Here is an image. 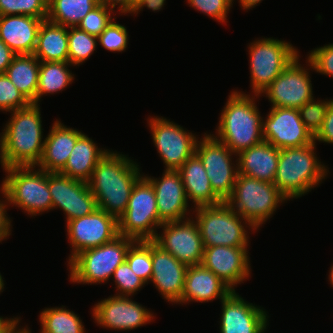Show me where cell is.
Instances as JSON below:
<instances>
[{"mask_svg":"<svg viewBox=\"0 0 333 333\" xmlns=\"http://www.w3.org/2000/svg\"><path fill=\"white\" fill-rule=\"evenodd\" d=\"M138 166L123 154L106 153L87 182L98 208L117 219L126 211L132 188L142 177Z\"/></svg>","mask_w":333,"mask_h":333,"instance_id":"cell-1","label":"cell"},{"mask_svg":"<svg viewBox=\"0 0 333 333\" xmlns=\"http://www.w3.org/2000/svg\"><path fill=\"white\" fill-rule=\"evenodd\" d=\"M40 105L11 111V118L0 138V162L3 169L12 166H34L43 153Z\"/></svg>","mask_w":333,"mask_h":333,"instance_id":"cell-2","label":"cell"},{"mask_svg":"<svg viewBox=\"0 0 333 333\" xmlns=\"http://www.w3.org/2000/svg\"><path fill=\"white\" fill-rule=\"evenodd\" d=\"M255 96L234 91L229 95L222 110L217 130L218 140L223 142L235 156L243 150L264 141L262 121L255 104ZM220 138V139H219Z\"/></svg>","mask_w":333,"mask_h":333,"instance_id":"cell-3","label":"cell"},{"mask_svg":"<svg viewBox=\"0 0 333 333\" xmlns=\"http://www.w3.org/2000/svg\"><path fill=\"white\" fill-rule=\"evenodd\" d=\"M315 143L280 149L273 184L287 199L301 197L328 174L315 156Z\"/></svg>","mask_w":333,"mask_h":333,"instance_id":"cell-4","label":"cell"},{"mask_svg":"<svg viewBox=\"0 0 333 333\" xmlns=\"http://www.w3.org/2000/svg\"><path fill=\"white\" fill-rule=\"evenodd\" d=\"M285 200L273 183L238 174L233 193L225 202L258 229Z\"/></svg>","mask_w":333,"mask_h":333,"instance_id":"cell-5","label":"cell"},{"mask_svg":"<svg viewBox=\"0 0 333 333\" xmlns=\"http://www.w3.org/2000/svg\"><path fill=\"white\" fill-rule=\"evenodd\" d=\"M33 168L34 166L5 168L8 175L2 182L1 192L7 203L36 216L52 209V198L48 189V172Z\"/></svg>","mask_w":333,"mask_h":333,"instance_id":"cell-6","label":"cell"},{"mask_svg":"<svg viewBox=\"0 0 333 333\" xmlns=\"http://www.w3.org/2000/svg\"><path fill=\"white\" fill-rule=\"evenodd\" d=\"M196 223L203 247H247L248 235L243 224L256 230L247 220L236 213L225 201L217 205L195 207ZM242 220V221H241Z\"/></svg>","mask_w":333,"mask_h":333,"instance_id":"cell-7","label":"cell"},{"mask_svg":"<svg viewBox=\"0 0 333 333\" xmlns=\"http://www.w3.org/2000/svg\"><path fill=\"white\" fill-rule=\"evenodd\" d=\"M134 241L119 235L108 243L77 254L68 263L71 281L97 284L109 280L115 269L126 260L127 251Z\"/></svg>","mask_w":333,"mask_h":333,"instance_id":"cell-8","label":"cell"},{"mask_svg":"<svg viewBox=\"0 0 333 333\" xmlns=\"http://www.w3.org/2000/svg\"><path fill=\"white\" fill-rule=\"evenodd\" d=\"M143 176L133 186L127 209L118 218L119 235L135 241L154 240L158 234L156 227L163 224L159 219L154 188Z\"/></svg>","mask_w":333,"mask_h":333,"instance_id":"cell-9","label":"cell"},{"mask_svg":"<svg viewBox=\"0 0 333 333\" xmlns=\"http://www.w3.org/2000/svg\"><path fill=\"white\" fill-rule=\"evenodd\" d=\"M249 49L251 87L255 96L262 94L298 56L292 44L273 38L256 40Z\"/></svg>","mask_w":333,"mask_h":333,"instance_id":"cell-10","label":"cell"},{"mask_svg":"<svg viewBox=\"0 0 333 333\" xmlns=\"http://www.w3.org/2000/svg\"><path fill=\"white\" fill-rule=\"evenodd\" d=\"M201 140L197 141L195 153L203 163L212 190L222 201H226L233 193L238 175V167L232 166L231 156L234 153L211 134H205Z\"/></svg>","mask_w":333,"mask_h":333,"instance_id":"cell-11","label":"cell"},{"mask_svg":"<svg viewBox=\"0 0 333 333\" xmlns=\"http://www.w3.org/2000/svg\"><path fill=\"white\" fill-rule=\"evenodd\" d=\"M72 254L69 262L84 250L101 246L119 236L118 219L97 208L91 214L67 222Z\"/></svg>","mask_w":333,"mask_h":333,"instance_id":"cell-12","label":"cell"},{"mask_svg":"<svg viewBox=\"0 0 333 333\" xmlns=\"http://www.w3.org/2000/svg\"><path fill=\"white\" fill-rule=\"evenodd\" d=\"M149 120L152 139L166 165L165 170H178L195 153L198 139L166 118Z\"/></svg>","mask_w":333,"mask_h":333,"instance_id":"cell-13","label":"cell"},{"mask_svg":"<svg viewBox=\"0 0 333 333\" xmlns=\"http://www.w3.org/2000/svg\"><path fill=\"white\" fill-rule=\"evenodd\" d=\"M160 227L163 234H157L153 240L158 246L187 266L202 263L204 247L196 221L187 217L185 221L165 222Z\"/></svg>","mask_w":333,"mask_h":333,"instance_id":"cell-14","label":"cell"},{"mask_svg":"<svg viewBox=\"0 0 333 333\" xmlns=\"http://www.w3.org/2000/svg\"><path fill=\"white\" fill-rule=\"evenodd\" d=\"M264 121V141L278 149L300 147L315 142L314 136L303 124L298 109L272 107Z\"/></svg>","mask_w":333,"mask_h":333,"instance_id":"cell-15","label":"cell"},{"mask_svg":"<svg viewBox=\"0 0 333 333\" xmlns=\"http://www.w3.org/2000/svg\"><path fill=\"white\" fill-rule=\"evenodd\" d=\"M48 189L52 198V209L61 208L67 215L66 222L87 216L98 208L87 182L61 173H48Z\"/></svg>","mask_w":333,"mask_h":333,"instance_id":"cell-16","label":"cell"},{"mask_svg":"<svg viewBox=\"0 0 333 333\" xmlns=\"http://www.w3.org/2000/svg\"><path fill=\"white\" fill-rule=\"evenodd\" d=\"M299 55L263 91L272 107L299 109L314 98L309 73L299 64Z\"/></svg>","mask_w":333,"mask_h":333,"instance_id":"cell-17","label":"cell"},{"mask_svg":"<svg viewBox=\"0 0 333 333\" xmlns=\"http://www.w3.org/2000/svg\"><path fill=\"white\" fill-rule=\"evenodd\" d=\"M93 318L102 327L114 330H132L150 323L153 314L126 296H110L92 309Z\"/></svg>","mask_w":333,"mask_h":333,"instance_id":"cell-18","label":"cell"},{"mask_svg":"<svg viewBox=\"0 0 333 333\" xmlns=\"http://www.w3.org/2000/svg\"><path fill=\"white\" fill-rule=\"evenodd\" d=\"M247 247L211 246L204 248L202 265L219 277L232 291L250 274Z\"/></svg>","mask_w":333,"mask_h":333,"instance_id":"cell-19","label":"cell"},{"mask_svg":"<svg viewBox=\"0 0 333 333\" xmlns=\"http://www.w3.org/2000/svg\"><path fill=\"white\" fill-rule=\"evenodd\" d=\"M221 333H264L267 314L263 308L244 301L235 291L221 300Z\"/></svg>","mask_w":333,"mask_h":333,"instance_id":"cell-20","label":"cell"},{"mask_svg":"<svg viewBox=\"0 0 333 333\" xmlns=\"http://www.w3.org/2000/svg\"><path fill=\"white\" fill-rule=\"evenodd\" d=\"M188 266L179 262L169 252L152 240L151 280L168 302L180 303Z\"/></svg>","mask_w":333,"mask_h":333,"instance_id":"cell-21","label":"cell"},{"mask_svg":"<svg viewBox=\"0 0 333 333\" xmlns=\"http://www.w3.org/2000/svg\"><path fill=\"white\" fill-rule=\"evenodd\" d=\"M145 178L154 188L159 219L163 223L184 220L188 210V199L180 172L165 170L160 180L148 176Z\"/></svg>","mask_w":333,"mask_h":333,"instance_id":"cell-22","label":"cell"},{"mask_svg":"<svg viewBox=\"0 0 333 333\" xmlns=\"http://www.w3.org/2000/svg\"><path fill=\"white\" fill-rule=\"evenodd\" d=\"M46 18L29 15L0 16V39L16 54H33L41 23Z\"/></svg>","mask_w":333,"mask_h":333,"instance_id":"cell-23","label":"cell"},{"mask_svg":"<svg viewBox=\"0 0 333 333\" xmlns=\"http://www.w3.org/2000/svg\"><path fill=\"white\" fill-rule=\"evenodd\" d=\"M82 134L81 131L67 128L56 120L44 139L43 153L36 166L48 173H59L65 167L77 139Z\"/></svg>","mask_w":333,"mask_h":333,"instance_id":"cell-24","label":"cell"},{"mask_svg":"<svg viewBox=\"0 0 333 333\" xmlns=\"http://www.w3.org/2000/svg\"><path fill=\"white\" fill-rule=\"evenodd\" d=\"M232 290L212 271L202 264L188 266L185 275V286L180 303L188 301L209 302L214 299H225Z\"/></svg>","mask_w":333,"mask_h":333,"instance_id":"cell-25","label":"cell"},{"mask_svg":"<svg viewBox=\"0 0 333 333\" xmlns=\"http://www.w3.org/2000/svg\"><path fill=\"white\" fill-rule=\"evenodd\" d=\"M279 153L280 149L266 141L239 152L238 174L274 183Z\"/></svg>","mask_w":333,"mask_h":333,"instance_id":"cell-26","label":"cell"},{"mask_svg":"<svg viewBox=\"0 0 333 333\" xmlns=\"http://www.w3.org/2000/svg\"><path fill=\"white\" fill-rule=\"evenodd\" d=\"M181 174L187 199L198 206L217 205L223 201L214 193L212 186L199 156L194 153L178 169Z\"/></svg>","mask_w":333,"mask_h":333,"instance_id":"cell-27","label":"cell"},{"mask_svg":"<svg viewBox=\"0 0 333 333\" xmlns=\"http://www.w3.org/2000/svg\"><path fill=\"white\" fill-rule=\"evenodd\" d=\"M108 150H102L84 133L77 139L65 167L59 172L72 179L88 182L97 163Z\"/></svg>","mask_w":333,"mask_h":333,"instance_id":"cell-28","label":"cell"},{"mask_svg":"<svg viewBox=\"0 0 333 333\" xmlns=\"http://www.w3.org/2000/svg\"><path fill=\"white\" fill-rule=\"evenodd\" d=\"M33 55L40 62L68 61L67 27L53 23L47 19L40 25L36 48Z\"/></svg>","mask_w":333,"mask_h":333,"instance_id":"cell-29","label":"cell"},{"mask_svg":"<svg viewBox=\"0 0 333 333\" xmlns=\"http://www.w3.org/2000/svg\"><path fill=\"white\" fill-rule=\"evenodd\" d=\"M40 61L33 54L16 55L5 74L24 97L32 103L36 99Z\"/></svg>","mask_w":333,"mask_h":333,"instance_id":"cell-30","label":"cell"},{"mask_svg":"<svg viewBox=\"0 0 333 333\" xmlns=\"http://www.w3.org/2000/svg\"><path fill=\"white\" fill-rule=\"evenodd\" d=\"M99 4V0H48L46 19L65 27H77Z\"/></svg>","mask_w":333,"mask_h":333,"instance_id":"cell-31","label":"cell"},{"mask_svg":"<svg viewBox=\"0 0 333 333\" xmlns=\"http://www.w3.org/2000/svg\"><path fill=\"white\" fill-rule=\"evenodd\" d=\"M68 65L71 66L69 61L40 62L36 99L33 104H38L42 95L62 91L72 83L74 76L67 68Z\"/></svg>","mask_w":333,"mask_h":333,"instance_id":"cell-32","label":"cell"},{"mask_svg":"<svg viewBox=\"0 0 333 333\" xmlns=\"http://www.w3.org/2000/svg\"><path fill=\"white\" fill-rule=\"evenodd\" d=\"M77 314L69 309L46 308L40 314L41 333H84V326Z\"/></svg>","mask_w":333,"mask_h":333,"instance_id":"cell-33","label":"cell"},{"mask_svg":"<svg viewBox=\"0 0 333 333\" xmlns=\"http://www.w3.org/2000/svg\"><path fill=\"white\" fill-rule=\"evenodd\" d=\"M130 269L145 283L152 276V240L134 241L126 254Z\"/></svg>","mask_w":333,"mask_h":333,"instance_id":"cell-34","label":"cell"},{"mask_svg":"<svg viewBox=\"0 0 333 333\" xmlns=\"http://www.w3.org/2000/svg\"><path fill=\"white\" fill-rule=\"evenodd\" d=\"M68 31V61L71 65H80L96 50L98 37L70 27Z\"/></svg>","mask_w":333,"mask_h":333,"instance_id":"cell-35","label":"cell"},{"mask_svg":"<svg viewBox=\"0 0 333 333\" xmlns=\"http://www.w3.org/2000/svg\"><path fill=\"white\" fill-rule=\"evenodd\" d=\"M3 15L47 18L48 0H0V16Z\"/></svg>","mask_w":333,"mask_h":333,"instance_id":"cell-36","label":"cell"},{"mask_svg":"<svg viewBox=\"0 0 333 333\" xmlns=\"http://www.w3.org/2000/svg\"><path fill=\"white\" fill-rule=\"evenodd\" d=\"M331 100L315 102L312 98L303 104L298 110L305 127L313 136L322 128L325 115Z\"/></svg>","mask_w":333,"mask_h":333,"instance_id":"cell-37","label":"cell"},{"mask_svg":"<svg viewBox=\"0 0 333 333\" xmlns=\"http://www.w3.org/2000/svg\"><path fill=\"white\" fill-rule=\"evenodd\" d=\"M30 102L11 82L6 74H0V110L15 111L27 107Z\"/></svg>","mask_w":333,"mask_h":333,"instance_id":"cell-38","label":"cell"},{"mask_svg":"<svg viewBox=\"0 0 333 333\" xmlns=\"http://www.w3.org/2000/svg\"><path fill=\"white\" fill-rule=\"evenodd\" d=\"M112 278L115 279L114 282L117 285V290L119 291L120 289L117 296L129 297V295H134V292L138 291L144 284H146L132 271V269H130L126 260L115 269Z\"/></svg>","mask_w":333,"mask_h":333,"instance_id":"cell-39","label":"cell"},{"mask_svg":"<svg viewBox=\"0 0 333 333\" xmlns=\"http://www.w3.org/2000/svg\"><path fill=\"white\" fill-rule=\"evenodd\" d=\"M115 18L106 26L98 36L100 44L109 51L122 52L127 48L128 32L126 27L115 23Z\"/></svg>","mask_w":333,"mask_h":333,"instance_id":"cell-40","label":"cell"},{"mask_svg":"<svg viewBox=\"0 0 333 333\" xmlns=\"http://www.w3.org/2000/svg\"><path fill=\"white\" fill-rule=\"evenodd\" d=\"M111 11V9L99 4L92 11L88 12L77 27L90 35L98 37L113 19Z\"/></svg>","mask_w":333,"mask_h":333,"instance_id":"cell-41","label":"cell"},{"mask_svg":"<svg viewBox=\"0 0 333 333\" xmlns=\"http://www.w3.org/2000/svg\"><path fill=\"white\" fill-rule=\"evenodd\" d=\"M188 3L196 10L224 23L232 5L231 0H188Z\"/></svg>","mask_w":333,"mask_h":333,"instance_id":"cell-42","label":"cell"},{"mask_svg":"<svg viewBox=\"0 0 333 333\" xmlns=\"http://www.w3.org/2000/svg\"><path fill=\"white\" fill-rule=\"evenodd\" d=\"M307 60L316 72L333 77V44L311 50Z\"/></svg>","mask_w":333,"mask_h":333,"instance_id":"cell-43","label":"cell"},{"mask_svg":"<svg viewBox=\"0 0 333 333\" xmlns=\"http://www.w3.org/2000/svg\"><path fill=\"white\" fill-rule=\"evenodd\" d=\"M333 143V99L330 102L322 128L314 136V141Z\"/></svg>","mask_w":333,"mask_h":333,"instance_id":"cell-44","label":"cell"},{"mask_svg":"<svg viewBox=\"0 0 333 333\" xmlns=\"http://www.w3.org/2000/svg\"><path fill=\"white\" fill-rule=\"evenodd\" d=\"M99 3L112 11L116 5H119V11L124 15L126 13L131 14L135 6L134 0H99Z\"/></svg>","mask_w":333,"mask_h":333,"instance_id":"cell-45","label":"cell"},{"mask_svg":"<svg viewBox=\"0 0 333 333\" xmlns=\"http://www.w3.org/2000/svg\"><path fill=\"white\" fill-rule=\"evenodd\" d=\"M16 54L0 39V74H5Z\"/></svg>","mask_w":333,"mask_h":333,"instance_id":"cell-46","label":"cell"},{"mask_svg":"<svg viewBox=\"0 0 333 333\" xmlns=\"http://www.w3.org/2000/svg\"><path fill=\"white\" fill-rule=\"evenodd\" d=\"M2 202L5 201L0 200V242L11 234V221L8 216H6L7 203L5 204Z\"/></svg>","mask_w":333,"mask_h":333,"instance_id":"cell-47","label":"cell"},{"mask_svg":"<svg viewBox=\"0 0 333 333\" xmlns=\"http://www.w3.org/2000/svg\"><path fill=\"white\" fill-rule=\"evenodd\" d=\"M165 3V0H138L135 3L134 10L132 13H138L143 7H147L153 11L160 10Z\"/></svg>","mask_w":333,"mask_h":333,"instance_id":"cell-48","label":"cell"},{"mask_svg":"<svg viewBox=\"0 0 333 333\" xmlns=\"http://www.w3.org/2000/svg\"><path fill=\"white\" fill-rule=\"evenodd\" d=\"M20 318H12V319H3L0 317V333H15L17 324H19Z\"/></svg>","mask_w":333,"mask_h":333,"instance_id":"cell-49","label":"cell"},{"mask_svg":"<svg viewBox=\"0 0 333 333\" xmlns=\"http://www.w3.org/2000/svg\"><path fill=\"white\" fill-rule=\"evenodd\" d=\"M262 0H240L242 7L246 10L251 9L255 7L258 3H260Z\"/></svg>","mask_w":333,"mask_h":333,"instance_id":"cell-50","label":"cell"},{"mask_svg":"<svg viewBox=\"0 0 333 333\" xmlns=\"http://www.w3.org/2000/svg\"><path fill=\"white\" fill-rule=\"evenodd\" d=\"M15 333H31L29 329L27 328H22V329H18L16 330Z\"/></svg>","mask_w":333,"mask_h":333,"instance_id":"cell-51","label":"cell"},{"mask_svg":"<svg viewBox=\"0 0 333 333\" xmlns=\"http://www.w3.org/2000/svg\"><path fill=\"white\" fill-rule=\"evenodd\" d=\"M330 275H329V280H330V283L332 284L333 286V266H331V270H330Z\"/></svg>","mask_w":333,"mask_h":333,"instance_id":"cell-52","label":"cell"},{"mask_svg":"<svg viewBox=\"0 0 333 333\" xmlns=\"http://www.w3.org/2000/svg\"><path fill=\"white\" fill-rule=\"evenodd\" d=\"M3 289H4V282H3L2 276L0 274V292H2Z\"/></svg>","mask_w":333,"mask_h":333,"instance_id":"cell-53","label":"cell"}]
</instances>
